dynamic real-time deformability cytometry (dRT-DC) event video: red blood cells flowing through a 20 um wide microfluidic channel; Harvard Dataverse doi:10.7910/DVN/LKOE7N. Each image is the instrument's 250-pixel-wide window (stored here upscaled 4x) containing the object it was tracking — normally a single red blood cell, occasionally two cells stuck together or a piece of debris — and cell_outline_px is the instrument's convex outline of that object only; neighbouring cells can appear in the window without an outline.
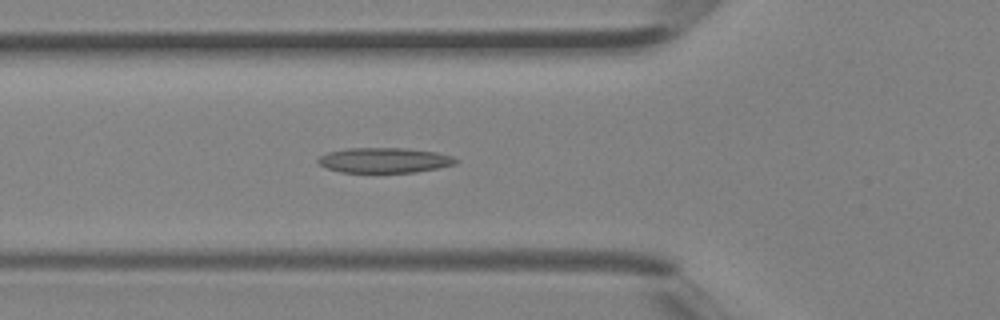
{"species": "Egyptian fruit bat (a non-hibernating species)", "species_latin": "Rousettus aegyptiacus", "temperature_condition": "room temperature", "stored_images_in_passage": 39, "camera_frame_rate_fps": 3000, "um_per_image_px": 0.085, "animal": {"sex": "female"}, "frame": {"image": 1, "passage_image": 14, "time_ms": 4.333, "image_size_px": [1000, 320], "cell_outline_px": [[460, 160], [456, 164], [440, 168], [416, 172], [340, 172], [328, 168], [320, 164], [316, 160], [320, 156], [328, 152], [348, 148], [404, 148], [436, 152], [452, 156]], "centroid_in_image_um": [32.71, 13.62], "position_along_channel_um": 93.1, "area_um2": 20.17}}
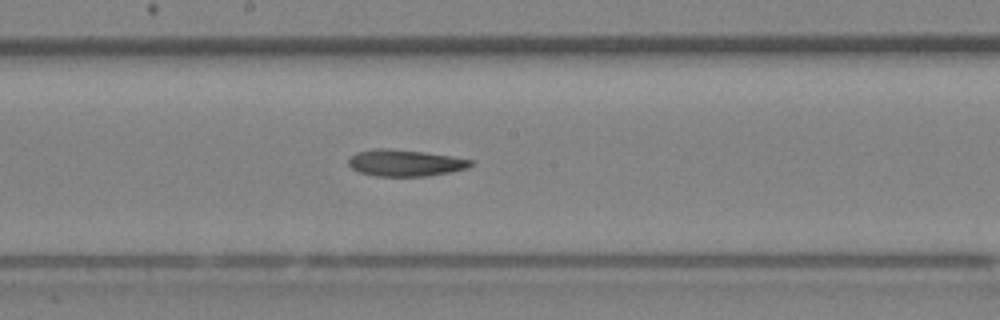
{"frame": {"image": 2, "passage_image": 21, "time_ms": 6.667, "image_size_px": [1000, 320], "cell_outline_px": [[472, 164], [468, 168], [428, 176], [376, 176], [360, 172], [352, 168], [348, 164], [348, 160], [356, 152], [372, 148], [388, 148], [424, 152], [452, 156], [472, 160]], "centroid_in_image_um": [34.41, 13.84], "position_along_channel_um": 213.8, "area_um2": 18.9}}
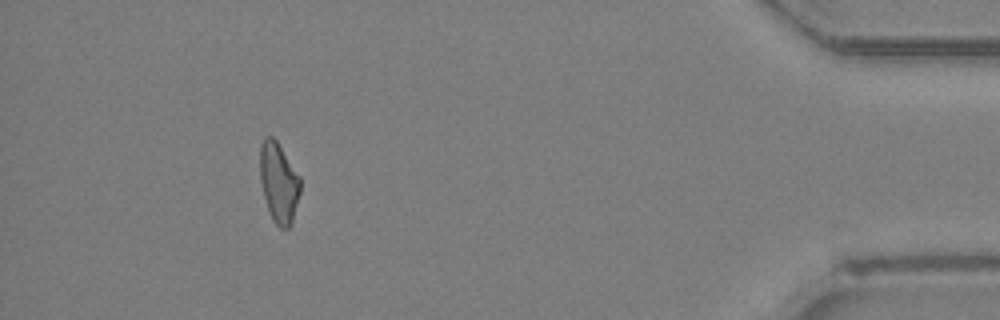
{"frame": {"image": 3, "passage_image": 36, "time_ms": 11.667, "image_size_px": [1000, 320], "cell_outline_px": [[300, 192], [292, 224], [288, 228], [280, 228], [272, 220], [264, 196], [260, 180], [260, 144], [264, 136], [272, 136], [276, 140], [300, 176]], "centroid_in_image_um": [23.69, 15.52], "position_along_channel_um": 411.5, "area_um2": 18.84}}